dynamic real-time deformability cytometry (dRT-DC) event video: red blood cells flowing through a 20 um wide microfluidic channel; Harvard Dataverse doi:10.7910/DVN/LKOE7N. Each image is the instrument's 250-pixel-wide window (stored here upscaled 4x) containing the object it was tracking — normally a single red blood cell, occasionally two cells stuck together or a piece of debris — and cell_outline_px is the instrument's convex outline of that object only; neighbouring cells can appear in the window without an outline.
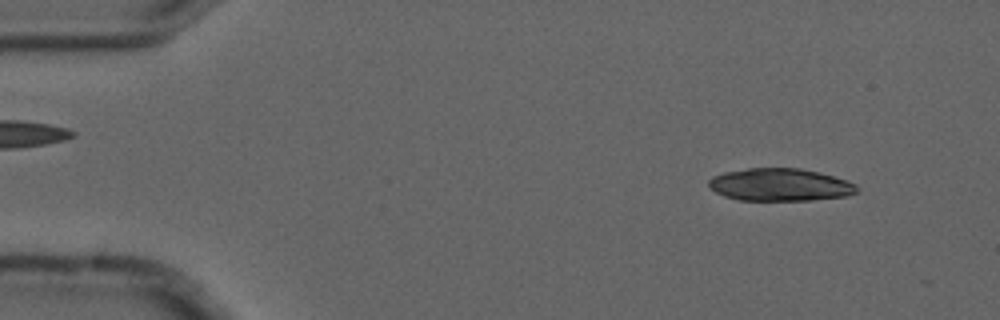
{"species": "common noctule bat (a hibernating species)", "species_latin": "Nyctalus noctula", "temperature_condition": "cold", "stored_images_in_passage": 5, "camera_frame_rate_fps": 3000, "um_per_image_px": 0.085, "animal": {"sex": "male", "forearm_length_mm": 52.5}, "frame": {"image": 1, "passage_image": 1, "time_ms": 0.0, "image_size_px": [1000, 320], "cell_outline_px": [[860, 188], [856, 192], [848, 196], [812, 200], [740, 200], [724, 196], [716, 192], [708, 184], [708, 180], [712, 176], [724, 172], [748, 168], [800, 168], [820, 172], [848, 180], [856, 184]], "centroid_in_image_um": [66.34, 15.7], "position_along_channel_um": 18.7, "area_um2": 28.32}}